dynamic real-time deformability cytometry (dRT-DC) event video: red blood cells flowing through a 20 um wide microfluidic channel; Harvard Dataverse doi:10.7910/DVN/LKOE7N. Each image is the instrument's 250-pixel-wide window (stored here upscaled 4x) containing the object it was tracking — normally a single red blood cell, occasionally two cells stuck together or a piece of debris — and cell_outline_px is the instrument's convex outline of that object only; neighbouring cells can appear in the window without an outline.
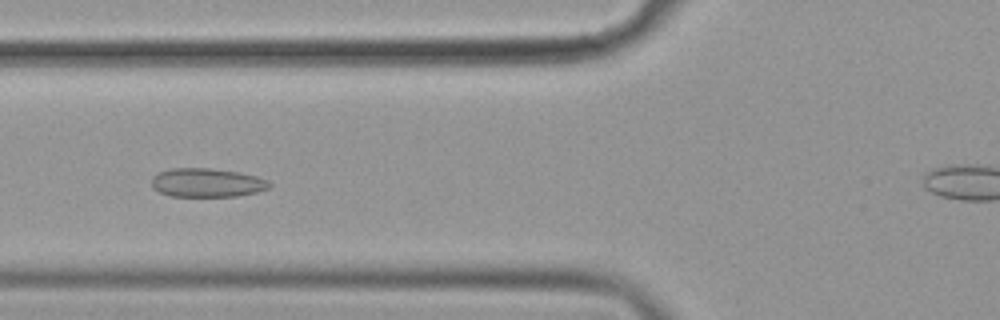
{"species": "common noctule bat (a hibernating species)", "species_latin": "Nyctalus noctula", "temperature_condition": "cold", "stored_images_in_passage": 58, "camera_frame_rate_fps": 3000, "um_per_image_px": 0.085, "animal": {"sex": "female", "body_mass_g": 19.9}, "frame": {"image": 1, "passage_image": 23, "time_ms": 7.333, "image_size_px": [1000, 320], "cell_outline_px": [[272, 184], [268, 188], [256, 192], [236, 196], [172, 196], [160, 192], [152, 188], [152, 176], [160, 172], [172, 168], [212, 168], [240, 172], [256, 176], [268, 180]], "centroid_in_image_um": [17.6, 15.52], "position_along_channel_um": 108.2, "area_um2": 19.77}}
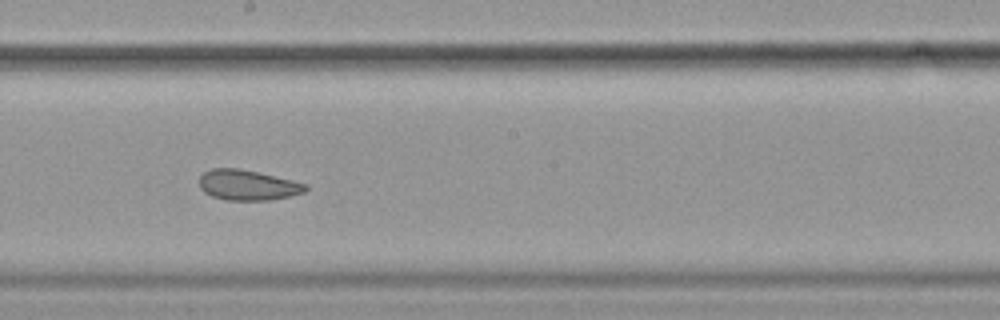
{"frame": {"image": 2, "passage_image": 33, "time_ms": 10.667, "image_size_px": [1000, 320], "cell_outline_px": [[308, 188], [304, 192], [288, 196], [268, 200], [228, 200], [212, 196], [204, 192], [200, 188], [200, 176], [204, 172], [212, 168], [240, 168], [292, 180], [308, 184]], "centroid_in_image_um": [21.04, 15.72], "position_along_channel_um": 227.2, "area_um2": 18.67}}
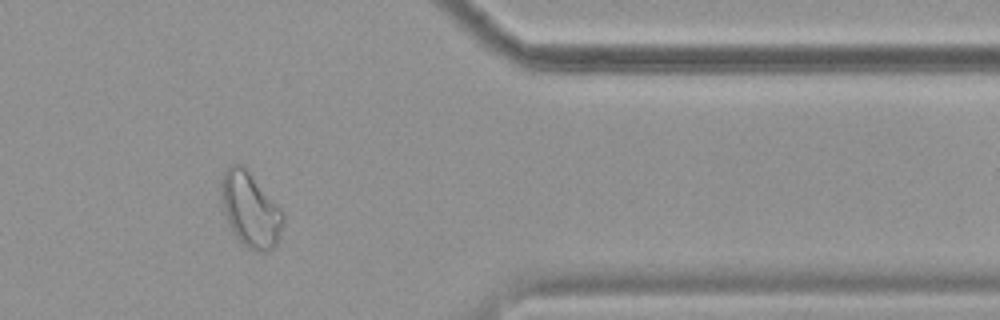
{"frame": {"image": 3, "passage_image": 48, "time_ms": 15.667, "image_size_px": [1000, 320], "cell_outline_px": [[284, 220], [276, 244], [268, 252], [256, 252], [248, 248], [236, 236], [228, 224], [220, 192], [220, 184], [224, 172], [232, 164], [244, 164], [248, 168], [284, 212]], "centroid_in_image_um": [21.29, 17.79], "position_along_channel_um": 390.1, "area_um2": 27.05}, "authors_computed_cell_mechanics": {"area_um2": 22.4264, "velocity_mm_per_s": 3.5782, "shape_relaxation_time_tau1_ms": null, "shape_relaxation_time_tau2_ms": 1.7894, "deformation_change_tau1": null, "deformation_change_tau2": 0.0617}}